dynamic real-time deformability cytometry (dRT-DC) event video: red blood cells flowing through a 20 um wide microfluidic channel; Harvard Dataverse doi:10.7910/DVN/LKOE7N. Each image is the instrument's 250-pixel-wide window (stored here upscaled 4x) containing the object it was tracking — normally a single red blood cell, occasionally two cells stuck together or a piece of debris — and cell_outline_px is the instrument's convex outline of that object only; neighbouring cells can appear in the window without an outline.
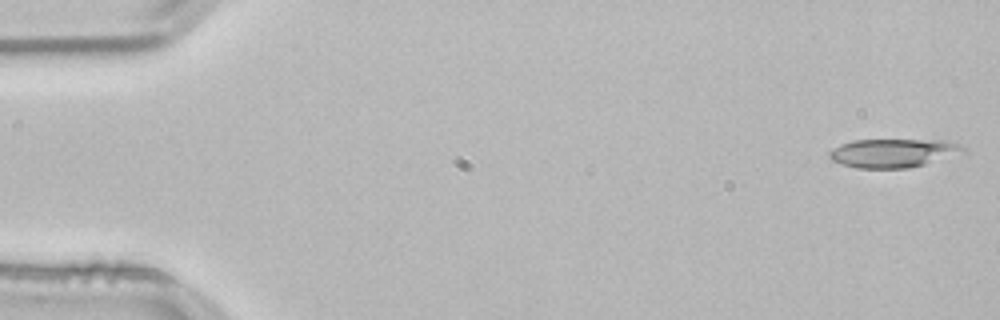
{"species": "common noctule bat (a hibernating species)", "species_latin": "Nyctalus noctula", "temperature_condition": "room temperature", "stored_images_in_passage": 14, "camera_frame_rate_fps": 3000, "um_per_image_px": 0.085, "animal": {"sex": "male", "body_mass_g": 21.5, "forearm_length_mm": 52.0}, "frame": {"image": 1, "passage_image": 1, "time_ms": 0.0, "image_size_px": [1000, 320], "cell_outline_px": [[964, 152], [924, 164], [908, 168], [856, 168], [832, 160], [828, 156], [828, 152], [840, 144], [852, 140], [948, 140], [960, 144], [964, 148]], "centroid_in_image_um": [75.9, 13.0], "position_along_channel_um": 9.1, "area_um2": 22.2}}
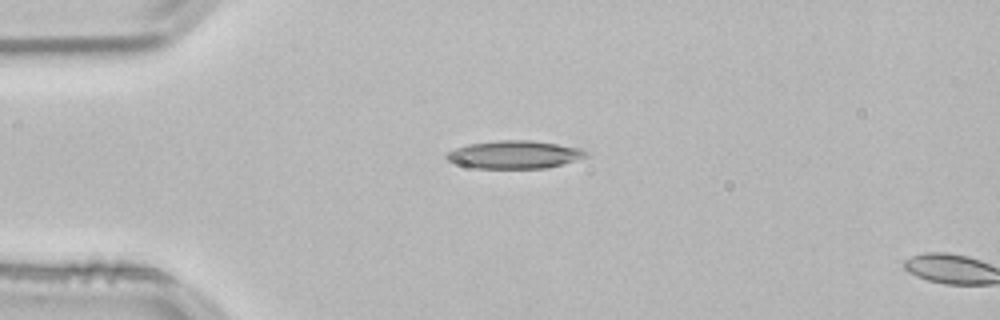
{"frame": {"image": 2, "passage_image": 12, "time_ms": 3.667, "image_size_px": [1000, 320], "cell_outline_px": [[588, 156], [576, 160], [544, 168], [476, 168], [460, 164], [448, 160], [444, 156], [448, 152], [456, 148], [468, 144], [496, 140], [532, 140], [580, 148], [588, 152]], "centroid_in_image_um": [43.73, 13.13], "position_along_channel_um": 41.3, "area_um2": 22.43}}